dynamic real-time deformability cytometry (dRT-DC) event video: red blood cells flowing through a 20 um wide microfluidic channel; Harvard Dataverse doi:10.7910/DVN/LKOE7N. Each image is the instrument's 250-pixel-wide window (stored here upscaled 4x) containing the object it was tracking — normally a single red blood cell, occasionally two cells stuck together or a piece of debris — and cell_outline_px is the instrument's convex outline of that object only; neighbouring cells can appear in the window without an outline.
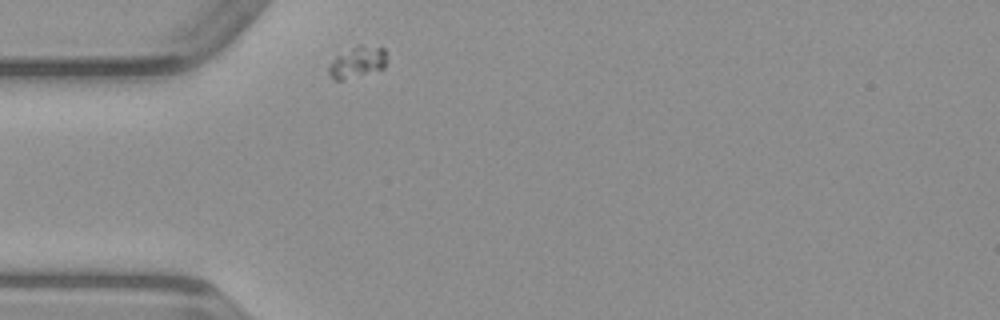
{"species": "common noctule bat (a hibernating species)", "species_latin": "Nyctalus noctula", "temperature_condition": "warm", "stored_images_in_passage": 31, "camera_frame_rate_fps": 3000, "um_per_image_px": 0.085, "animal": {"sex": "male", "body_mass_g": 23.1, "forearm_length_mm": 52.7}, "frame": {"image": 1, "passage_image": 1, "time_ms": 0.0, "image_size_px": [1000, 320], "cell_outline_px": [[384, 68], [340, 80], [336, 80], [328, 72], [328, 68], [336, 56], [360, 44], [384, 48]], "centroid_in_image_um": [30.36, 5.26], "position_along_channel_um": 54.6, "area_um2": 10.0}}
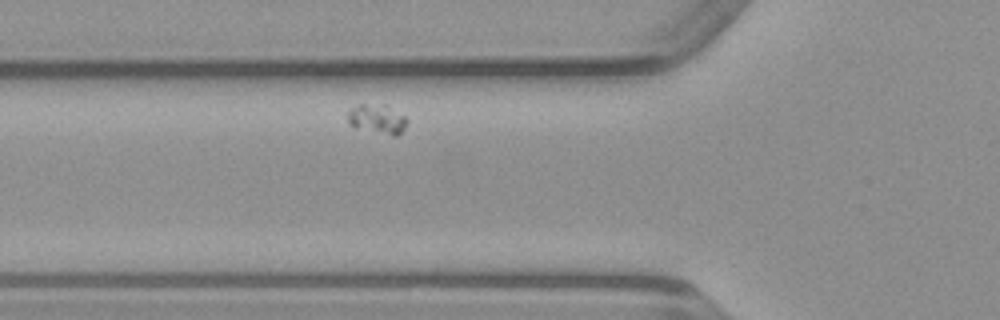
{"frame": {"image": 2, "passage_image": 5, "time_ms": 1.333, "image_size_px": [1000, 320], "cell_outline_px": [[408, 120], [404, 128], [396, 136], [392, 136], [348, 124], [348, 108], [360, 104], [388, 104], [404, 116]], "centroid_in_image_um": [32.07, 10.08], "position_along_channel_um": 93.7, "area_um2": 10.12}}
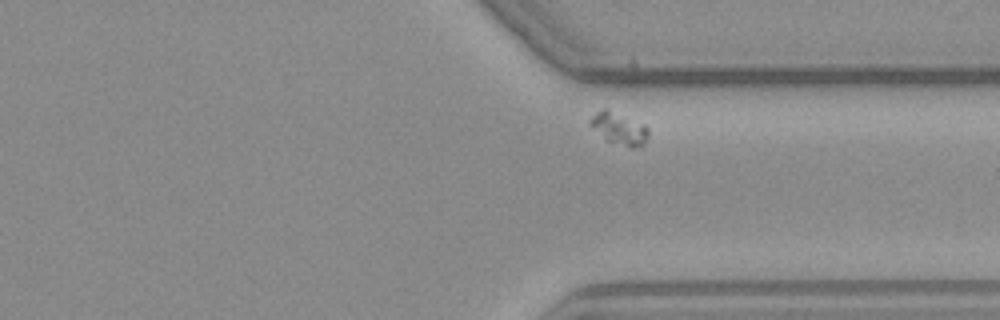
{"frame": {"image": 3, "passage_image": 27, "time_ms": 8.667, "image_size_px": [1000, 320], "cell_outline_px": [[648, 136], [644, 144], [640, 148], [628, 148], [608, 140], [592, 128], [588, 124], [588, 120], [600, 108], [608, 108], [644, 124], [648, 128]], "centroid_in_image_um": [52.63, 10.91], "position_along_channel_um": 358.8, "area_um2": 11.1}}